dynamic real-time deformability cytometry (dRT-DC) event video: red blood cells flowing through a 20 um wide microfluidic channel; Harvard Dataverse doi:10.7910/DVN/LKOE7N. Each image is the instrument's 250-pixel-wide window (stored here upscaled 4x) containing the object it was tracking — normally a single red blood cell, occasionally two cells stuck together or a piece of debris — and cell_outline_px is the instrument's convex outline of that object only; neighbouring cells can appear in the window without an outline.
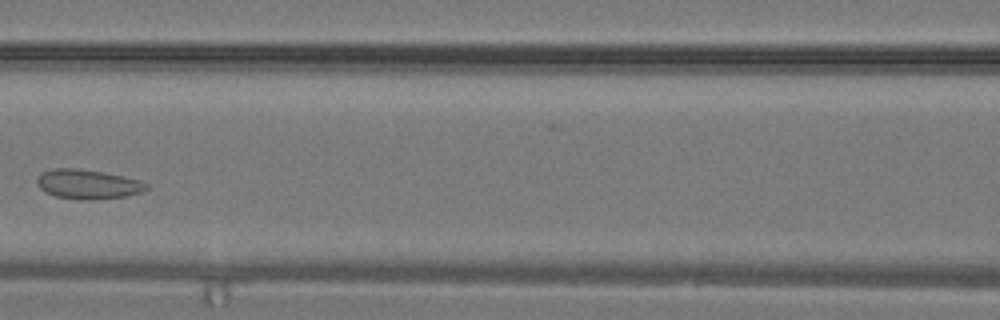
{"species": "common noctule bat (a hibernating species)", "species_latin": "Nyctalus noctula", "temperature_condition": "warm", "stored_images_in_passage": 23, "camera_frame_rate_fps": 3000, "um_per_image_px": 0.085, "animal": {"sex": "male", "body_mass_g": 19.2, "forearm_length_mm": 51.8}, "frame": {"image": 1, "passage_image": 10, "time_ms": 3.0, "image_size_px": [1000, 320], "cell_outline_px": [[148, 188], [140, 192], [124, 196], [92, 200], [80, 200], [56, 196], [44, 192], [36, 184], [36, 180], [40, 172], [52, 168], [80, 168], [104, 172], [140, 180], [148, 184]], "centroid_in_image_um": [7.41, 15.65], "position_along_channel_um": 159.2, "area_um2": 18.96}}
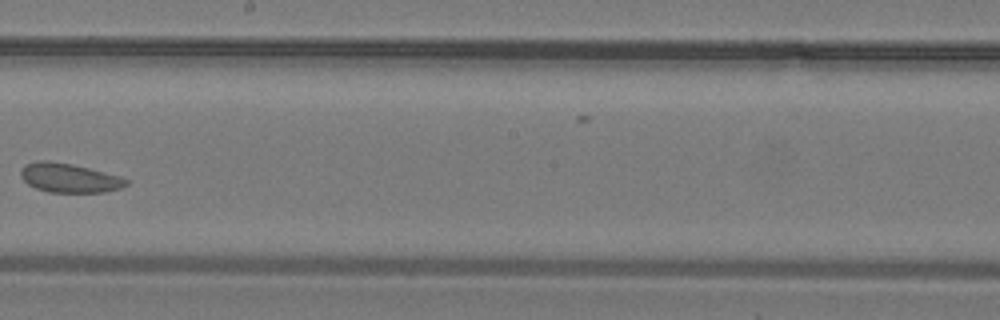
{"frame": {"image": 2, "passage_image": 14, "time_ms": 4.333, "image_size_px": [1000, 320], "cell_outline_px": [[128, 184], [120, 188], [104, 192], [48, 192], [36, 188], [28, 184], [20, 176], [20, 172], [24, 164], [36, 160], [48, 160], [72, 164], [120, 176], [128, 180]], "centroid_in_image_um": [5.85, 15.11], "position_along_channel_um": 242.4, "area_um2": 17.92}}